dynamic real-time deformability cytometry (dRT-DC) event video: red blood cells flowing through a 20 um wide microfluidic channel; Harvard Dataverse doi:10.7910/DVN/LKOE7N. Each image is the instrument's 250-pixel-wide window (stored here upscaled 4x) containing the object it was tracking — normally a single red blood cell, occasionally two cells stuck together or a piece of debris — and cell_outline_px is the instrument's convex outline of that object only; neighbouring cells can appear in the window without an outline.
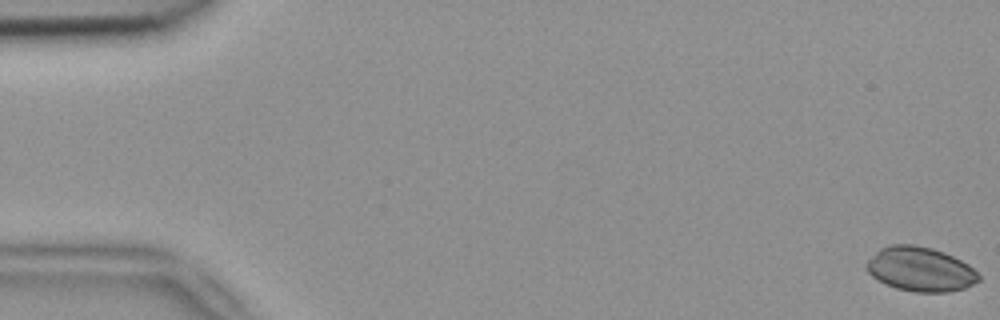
{"species": "common noctule bat (a hibernating species)", "species_latin": "Nyctalus noctula", "temperature_condition": "room temperature", "stored_images_in_passage": 11, "camera_frame_rate_fps": 3000, "um_per_image_px": 0.085, "animal": {"sex": "female", "body_mass_g": 18.4}, "frame": {"image": 1, "passage_image": 1, "time_ms": 0.0, "image_size_px": [1000, 320], "cell_outline_px": [[980, 280], [964, 288], [948, 292], [912, 292], [896, 288], [884, 284], [876, 280], [864, 268], [864, 264], [880, 248], [888, 244], [916, 244], [932, 248], [944, 252], [968, 264], [980, 276]], "centroid_in_image_um": [78.18, 22.88], "position_along_channel_um": 6.8, "area_um2": 29.25}}
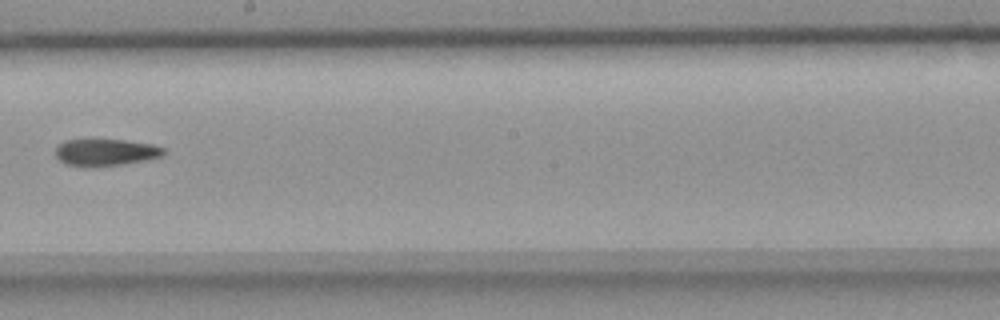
{"frame": {"image": 2, "passage_image": 10, "time_ms": 3.0, "image_size_px": [1000, 320], "cell_outline_px": [[168, 152], [164, 156], [148, 160], [120, 164], [88, 168], [84, 168], [64, 164], [56, 156], [56, 148], [64, 140], [88, 136], [92, 136], [124, 140], [152, 144], [164, 148]], "centroid_in_image_um": [8.95, 12.91], "position_along_channel_um": 239.3, "area_um2": 18.15}}
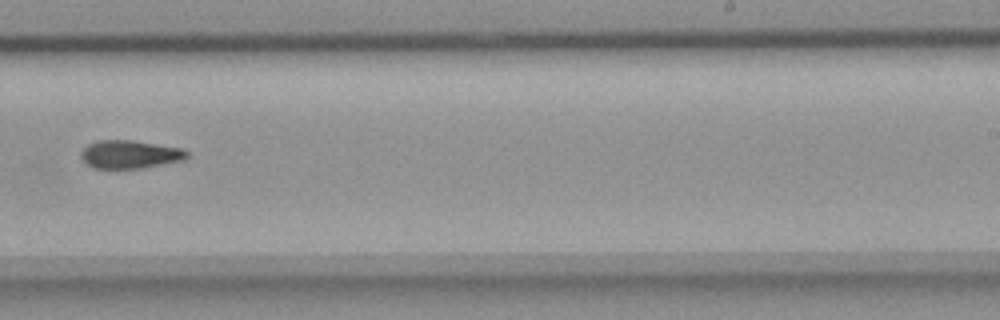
{"frame": {"image": 3, "passage_image": 11, "time_ms": 3.333, "image_size_px": [1000, 320], "cell_outline_px": [[188, 156], [184, 160], [140, 168], [92, 168], [80, 156], [80, 152], [88, 144], [96, 140], [132, 140], [184, 148], [188, 152]], "centroid_in_image_um": [11.05, 13.11], "position_along_channel_um": 278.0, "area_um2": 17.4}}